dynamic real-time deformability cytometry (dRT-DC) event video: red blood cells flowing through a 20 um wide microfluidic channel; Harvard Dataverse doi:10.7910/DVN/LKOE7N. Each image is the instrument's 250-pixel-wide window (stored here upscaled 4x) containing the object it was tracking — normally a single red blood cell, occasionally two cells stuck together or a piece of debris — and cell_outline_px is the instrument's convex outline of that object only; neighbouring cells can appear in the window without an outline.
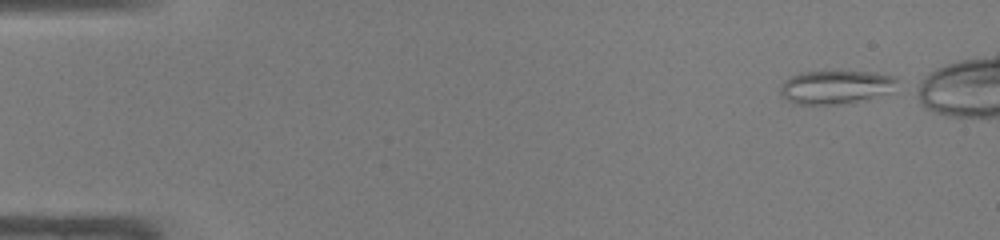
{"species": "common noctule bat (a hibernating species)", "species_latin": "Nyctalus noctula", "temperature_condition": "warm", "stored_images_in_passage": 40, "camera_frame_rate_fps": 3000, "um_per_image_px": 0.085, "animal": {"sex": "male", "body_mass_g": 19.0, "forearm_length_mm": 50.8}, "frame": {"image": 1, "passage_image": 1, "time_ms": 0.0, "image_size_px": [1000, 240], "cell_outline_px": [[896, 92], [840, 104], [792, 104], [780, 96], [780, 88], [784, 80], [800, 72], [876, 72], [896, 76]], "centroid_in_image_um": [71.05, 7.41], "position_along_channel_um": 14.0, "area_um2": 22.95}}
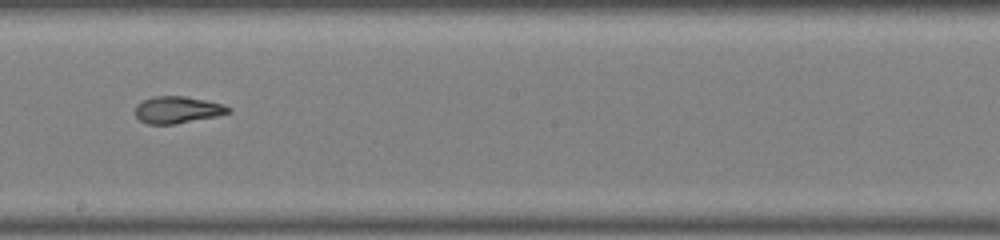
{"frame": {"image": 2, "passage_image": 25, "time_ms": 8.0, "image_size_px": [1000, 240], "cell_outline_px": [[232, 112], [216, 116], [176, 124], [148, 124], [140, 120], [136, 116], [136, 104], [152, 96], [184, 96], [224, 104], [232, 108]], "centroid_in_image_um": [15.1, 9.33], "position_along_channel_um": 233.1, "area_um2": 14.62}}
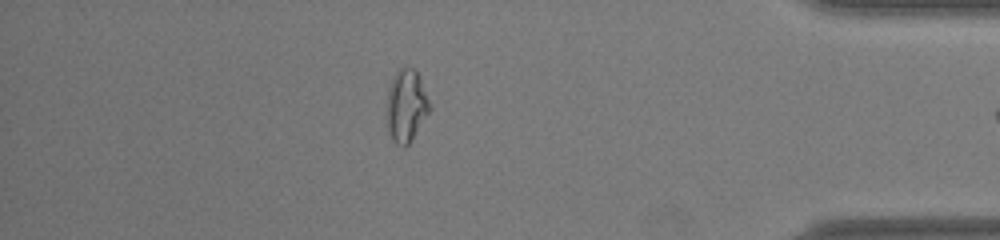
{"frame": {"image": 3, "passage_image": 39, "time_ms": 12.667, "image_size_px": [1000, 240], "cell_outline_px": [[432, 108], [408, 144], [404, 148], [396, 144], [392, 140], [388, 132], [388, 88], [396, 72], [400, 68], [416, 68], [420, 76], [432, 104]], "centroid_in_image_um": [34.57, 8.97], "position_along_channel_um": 400.6, "area_um2": 18.15}}